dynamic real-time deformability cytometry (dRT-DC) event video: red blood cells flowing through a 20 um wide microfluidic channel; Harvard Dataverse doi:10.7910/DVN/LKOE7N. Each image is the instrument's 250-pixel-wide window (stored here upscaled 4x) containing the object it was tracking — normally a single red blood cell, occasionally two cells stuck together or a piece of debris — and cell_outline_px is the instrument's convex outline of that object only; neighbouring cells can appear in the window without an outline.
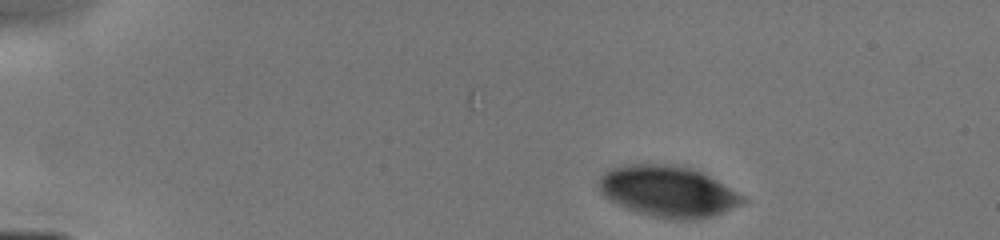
{"species": "human", "species_latin": "Homo sapiens", "temperature_condition": "cold", "stored_images_in_passage": 26, "camera_frame_rate_fps": 3000, "um_per_image_px": 0.085, "donor": {"sex": "male"}, "frame": {"image": 1, "passage_image": 1, "time_ms": 0.0, "image_size_px": [1000, 240], "cell_outline_px": [[748, 200], [740, 204], [712, 216], [700, 220], [676, 220], [652, 216], [636, 212], [616, 204], [604, 196], [596, 184], [596, 180], [604, 172], [612, 168], [624, 164], [668, 164], [688, 168], [700, 172], [708, 176], [744, 196]], "centroid_in_image_um": [56.71, 16.28], "position_along_channel_um": 28.3, "area_um2": 42.71}}
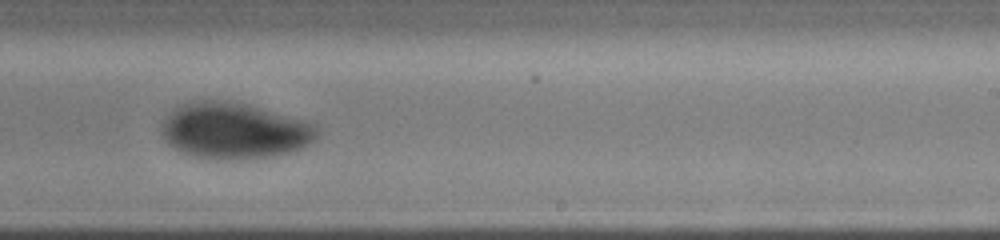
{"frame": {"image": 2, "passage_image": 19, "time_ms": 7.667, "image_size_px": [1000, 240], "cell_outline_px": [[320, 132], [308, 144], [300, 148], [288, 152], [272, 156], [236, 160], [216, 160], [196, 156], [180, 152], [168, 144], [160, 132], [160, 124], [180, 104], [192, 100], [216, 100], [248, 104], [308, 120], [316, 124], [320, 128]], "centroid_in_image_um": [19.92, 11.11], "position_along_channel_um": 269.1, "area_um2": 51.38}}
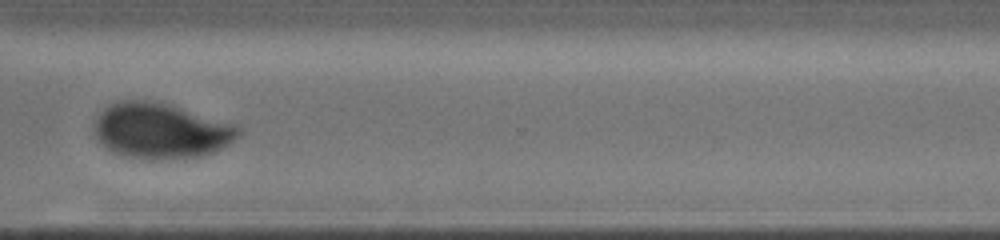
{"frame": {"image": 3, "passage_image": 25, "time_ms": 9.667, "image_size_px": [1000, 240], "cell_outline_px": [[240, 132], [228, 144], [212, 152], [200, 156], [128, 156], [116, 152], [108, 148], [96, 136], [92, 128], [92, 124], [96, 116], [104, 108], [120, 100], [144, 100], [172, 104], [232, 124], [240, 128]], "centroid_in_image_um": [13.62, 11.04], "position_along_channel_um": 357.0, "area_um2": 45.08}}